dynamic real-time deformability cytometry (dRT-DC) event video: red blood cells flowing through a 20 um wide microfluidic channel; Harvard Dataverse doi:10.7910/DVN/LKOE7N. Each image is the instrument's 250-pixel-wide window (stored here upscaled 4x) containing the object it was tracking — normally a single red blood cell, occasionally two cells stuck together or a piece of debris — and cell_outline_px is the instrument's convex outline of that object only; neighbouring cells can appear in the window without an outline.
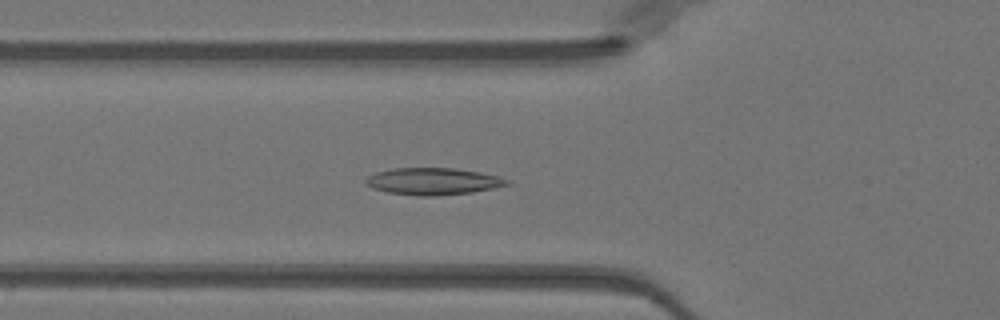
{"species": "Egyptian fruit bat (a non-hibernating species)", "species_latin": "Rousettus aegyptiacus", "temperature_condition": "warm", "stored_images_in_passage": 51, "camera_frame_rate_fps": 3000, "um_per_image_px": 0.085, "animal": {"sex": "female"}, "frame": {"image": 1, "passage_image": 18, "time_ms": 5.667, "image_size_px": [1000, 320], "cell_outline_px": [[508, 184], [492, 188], [472, 192], [432, 196], [416, 196], [388, 192], [372, 188], [364, 180], [368, 176], [376, 172], [392, 168], [456, 168], [480, 172], [496, 176], [508, 180]], "centroid_in_image_um": [36.76, 15.41], "position_along_channel_um": 89.0, "area_um2": 21.96}}
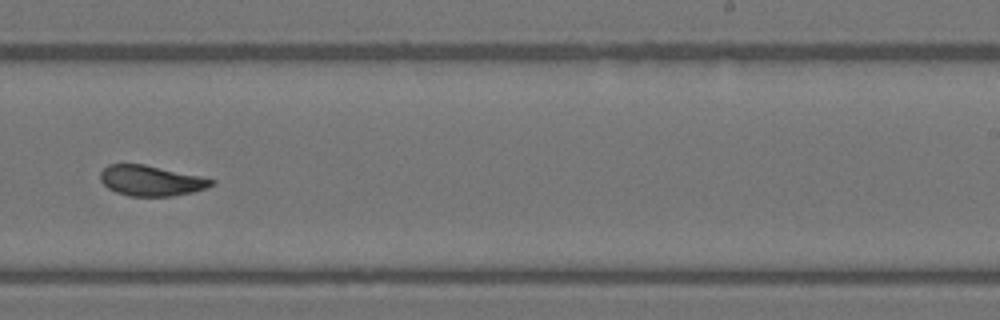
{"frame": {"image": 2, "passage_image": 32, "time_ms": 10.333, "image_size_px": [1000, 320], "cell_outline_px": [[216, 180], [208, 188], [192, 192], [172, 196], [128, 196], [116, 192], [108, 188], [100, 180], [100, 172], [108, 164], [144, 164], [200, 176]], "centroid_in_image_um": [12.82, 15.36], "position_along_channel_um": 276.2, "area_um2": 19.65}}
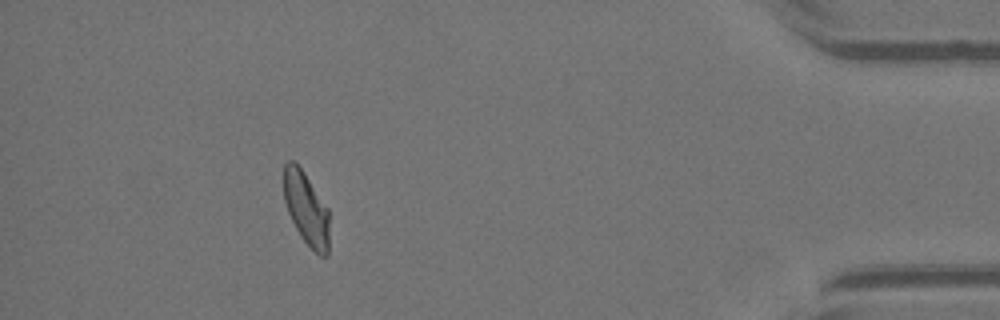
{"frame": {"image": 3, "passage_image": 46, "time_ms": 15.0, "image_size_px": [1000, 320], "cell_outline_px": [[328, 256], [320, 256], [300, 236], [288, 212], [284, 200], [284, 164], [288, 160], [292, 160], [304, 172], [328, 208]], "centroid_in_image_um": [26.02, 17.72], "position_along_channel_um": 409.2, "area_um2": 19.07}, "authors_computed_cell_mechanics": {"area_um2": 20.6924, "velocity_mm_per_s": 4.0071, "shape_relaxation_time_tau1_ms": 7.8816, "shape_relaxation_time_tau2_ms": 1.5081, "deformation_change_tau1": 0.2023, "deformation_change_tau2": 0.0767}}